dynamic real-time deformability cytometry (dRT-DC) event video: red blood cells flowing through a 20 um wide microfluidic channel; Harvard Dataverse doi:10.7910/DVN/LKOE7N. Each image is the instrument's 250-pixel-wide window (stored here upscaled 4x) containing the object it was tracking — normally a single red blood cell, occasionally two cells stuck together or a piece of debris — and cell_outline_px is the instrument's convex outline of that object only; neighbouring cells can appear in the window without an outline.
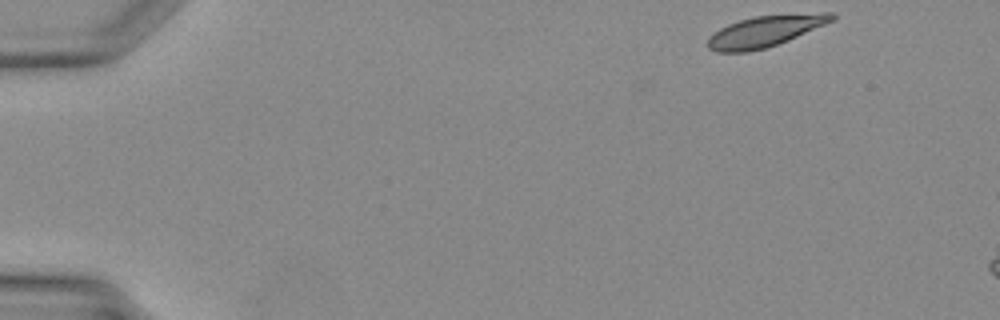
{"species": "Egyptian fruit bat (a non-hibernating species)", "species_latin": "Rousettus aegyptiacus", "temperature_condition": "warm", "stored_images_in_passage": 5, "camera_frame_rate_fps": 3000, "um_per_image_px": 0.085, "animal": {"sex": "female"}, "frame": {"image": 1, "passage_image": 1, "time_ms": 0.0, "image_size_px": [1000, 320], "cell_outline_px": [[836, 20], [788, 40], [764, 48], [748, 52], [716, 52], [708, 48], [708, 36], [720, 28], [728, 24], [740, 20], [756, 16], [824, 12], [832, 12], [836, 16]], "centroid_in_image_um": [65.05, 2.65], "position_along_channel_um": 19.9, "area_um2": 22.48}}